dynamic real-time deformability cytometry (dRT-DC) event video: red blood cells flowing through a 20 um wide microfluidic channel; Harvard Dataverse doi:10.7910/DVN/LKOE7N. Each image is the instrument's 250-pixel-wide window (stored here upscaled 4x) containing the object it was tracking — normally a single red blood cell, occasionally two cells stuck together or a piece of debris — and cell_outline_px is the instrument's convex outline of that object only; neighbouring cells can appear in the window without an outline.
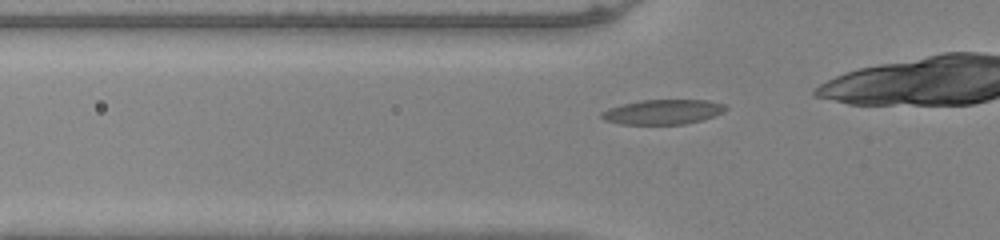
{"species": "common noctule bat (a hibernating species)", "species_latin": "Nyctalus noctula", "temperature_condition": "warm", "stored_images_in_passage": 26, "camera_frame_rate_fps": 3000, "um_per_image_px": 0.085, "animal": {"sex": "male", "body_mass_g": 20.0, "forearm_length_mm": 53.3}, "frame": {"image": 1, "passage_image": 2, "time_ms": 0.333, "image_size_px": [1000, 240], "cell_outline_px": [[728, 108], [724, 112], [700, 120], [684, 124], [620, 124], [604, 120], [600, 116], [600, 112], [608, 108], [640, 100], [708, 100], [724, 104]], "centroid_in_image_um": [56.32, 9.51], "position_along_channel_um": 69.5, "area_um2": 17.86}}
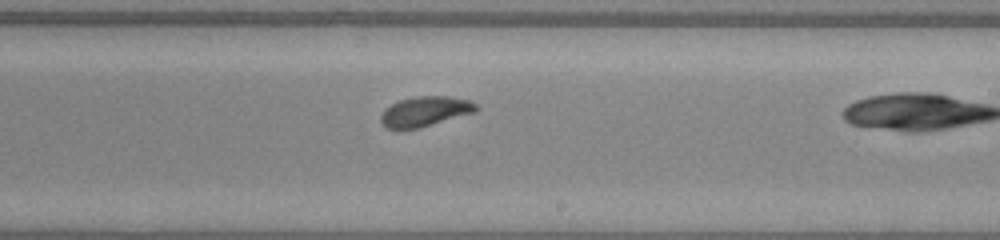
{"frame": {"image": 2, "passage_image": 16, "time_ms": 5.0, "image_size_px": [1000, 240], "cell_outline_px": [[480, 108], [476, 112], [420, 128], [400, 132], [384, 128], [380, 120], [380, 116], [384, 108], [400, 100], [416, 96], [448, 96], [468, 100], [476, 104]], "centroid_in_image_um": [36.08, 9.52], "position_along_channel_um": 252.9, "area_um2": 17.22}}
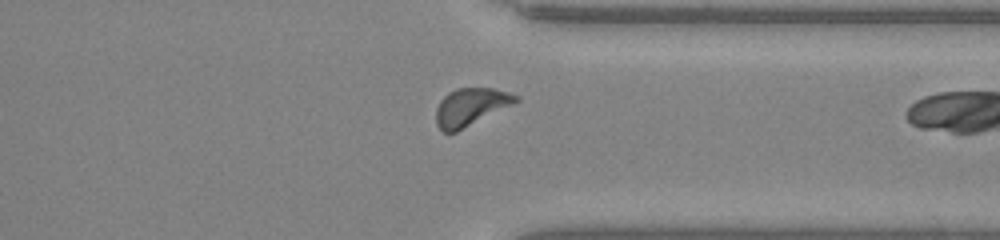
{"frame": {"image": 3, "passage_image": 25, "time_ms": 8.0, "image_size_px": [1000, 240], "cell_outline_px": [[520, 100], [456, 132], [444, 132], [436, 124], [436, 108], [440, 100], [448, 92], [456, 88], [492, 88], [508, 92], [520, 96]], "centroid_in_image_um": [39.99, 9.07], "position_along_channel_um": 371.4, "area_um2": 17.28}}